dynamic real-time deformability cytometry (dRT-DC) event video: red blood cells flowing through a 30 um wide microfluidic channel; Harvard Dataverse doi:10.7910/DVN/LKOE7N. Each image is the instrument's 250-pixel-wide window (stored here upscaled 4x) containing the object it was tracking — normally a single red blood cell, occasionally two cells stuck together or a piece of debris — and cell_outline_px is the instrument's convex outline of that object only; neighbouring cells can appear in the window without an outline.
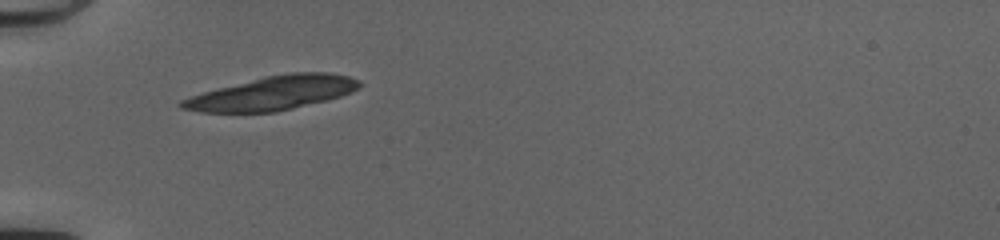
{"species": "common noctule bat (a hibernating species)", "species_latin": "Nyctalus noctula", "temperature_condition": "cold", "stored_images_in_passage": 22, "camera_frame_rate_fps": 3000, "um_per_image_px": 0.085, "animal": {"sex": "female", "body_mass_g": 20.0, "forearm_length_mm": 54.0}, "frame": {"image": 1, "passage_image": 1, "time_ms": 0.0, "image_size_px": [1000, 240], "cell_outline_px": [[360, 88], [352, 92], [328, 100], [276, 112], [200, 112], [180, 108], [176, 104], [180, 100], [204, 92], [264, 76], [292, 72], [328, 72], [348, 76], [360, 80]], "centroid_in_image_um": [23.19, 7.91], "position_along_channel_um": 61.8, "area_um2": 34.97}}